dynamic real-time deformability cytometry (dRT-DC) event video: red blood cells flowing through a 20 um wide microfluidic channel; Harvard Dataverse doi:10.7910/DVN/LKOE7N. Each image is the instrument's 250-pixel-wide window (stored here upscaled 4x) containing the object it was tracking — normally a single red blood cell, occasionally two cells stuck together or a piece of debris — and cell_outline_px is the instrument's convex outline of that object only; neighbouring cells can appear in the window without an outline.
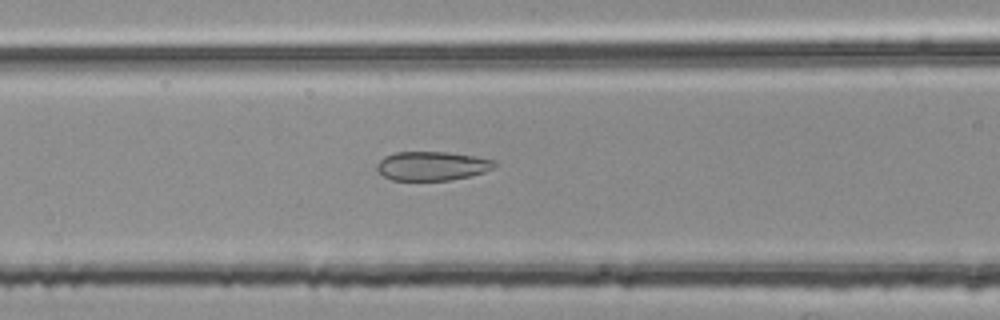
{"species": "common noctule bat (a hibernating species)", "species_latin": "Nyctalus noctula", "temperature_condition": "room temperature", "stored_images_in_passage": 35, "camera_frame_rate_fps": 3000, "um_per_image_px": 0.085, "animal": {"sex": "female", "body_mass_g": 25.1}, "frame": {"image": 1, "passage_image": 11, "time_ms": 3.333, "image_size_px": [1000, 320], "cell_outline_px": [[496, 164], [492, 168], [484, 172], [472, 176], [452, 180], [392, 180], [384, 176], [376, 168], [376, 164], [384, 156], [396, 152], [448, 152], [476, 156], [496, 160]], "centroid_in_image_um": [36.74, 14.1], "position_along_channel_um": 129.9, "area_um2": 20.0}}
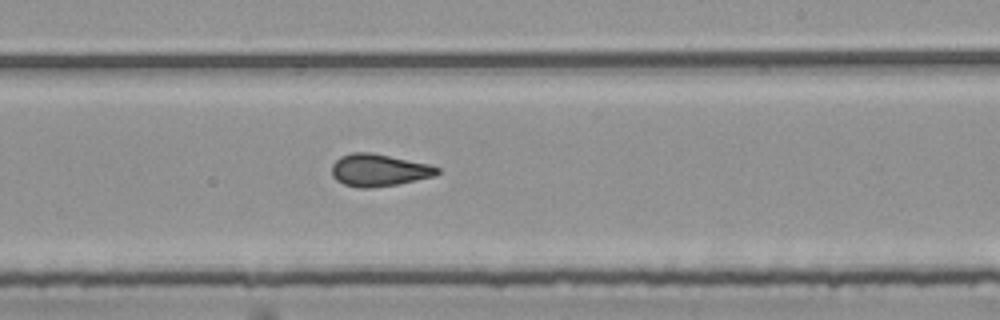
{"frame": {"image": 2, "passage_image": 21, "time_ms": 6.667, "image_size_px": [1000, 320], "cell_outline_px": [[440, 172], [432, 176], [396, 184], [368, 188], [360, 188], [344, 184], [336, 180], [332, 176], [332, 164], [340, 156], [352, 152], [372, 152], [428, 164], [440, 168]], "centroid_in_image_um": [32.16, 14.45], "position_along_channel_um": 256.8, "area_um2": 19.65}}
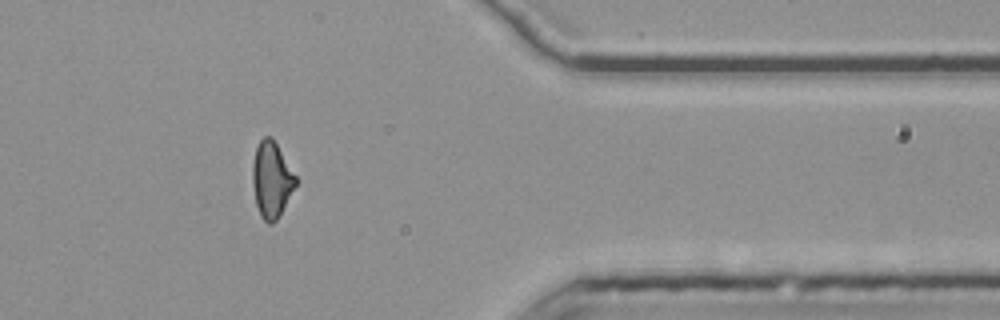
{"frame": {"image": 3, "passage_image": 33, "time_ms": 10.667, "image_size_px": [1000, 320], "cell_outline_px": [[296, 184], [276, 220], [272, 224], [268, 224], [260, 216], [256, 204], [252, 184], [252, 164], [256, 148], [260, 140], [264, 136], [272, 136], [296, 176]], "centroid_in_image_um": [23.05, 15.25], "position_along_channel_um": 388.3, "area_um2": 18.9}, "authors_computed_cell_mechanics": {"area_um2": 19.8254, "velocity_mm_per_s": 3.8244, "shape_relaxation_time_tau1_ms": null, "shape_relaxation_time_tau2_ms": 1.8779, "deformation_change_tau1": null, "deformation_change_tau2": 0.0971}}